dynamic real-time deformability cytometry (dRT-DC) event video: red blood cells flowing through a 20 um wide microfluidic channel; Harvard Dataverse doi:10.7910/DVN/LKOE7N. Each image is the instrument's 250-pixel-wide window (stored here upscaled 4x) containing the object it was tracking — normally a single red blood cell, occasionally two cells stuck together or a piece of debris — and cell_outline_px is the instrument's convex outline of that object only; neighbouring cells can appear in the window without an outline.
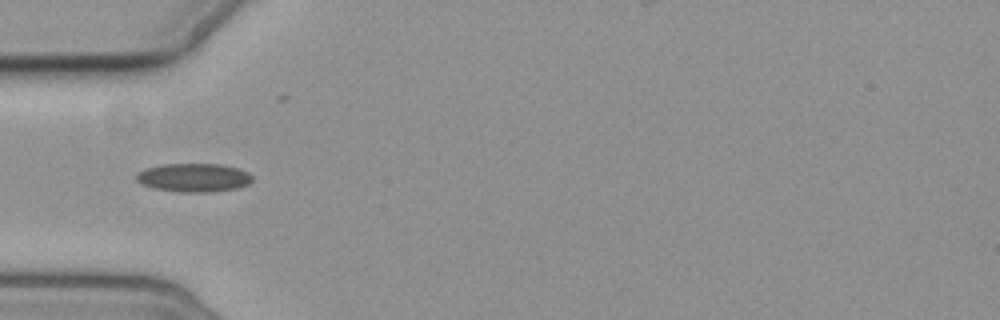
{"species": "common noctule bat (a hibernating species)", "species_latin": "Nyctalus noctula", "temperature_condition": "cold", "stored_images_in_passage": 2, "camera_frame_rate_fps": 3000, "um_per_image_px": 0.085, "animal": {"sex": "female", "body_mass_g": 19.3, "forearm_length_mm": 54.1}, "frame": {"image": 1, "passage_image": 2, "time_ms": 1.333, "image_size_px": [1000, 320], "cell_outline_px": [[252, 180], [248, 184], [236, 188], [208, 192], [180, 192], [152, 188], [140, 184], [136, 180], [136, 176], [144, 168], [164, 164], [220, 164], [236, 168], [248, 172], [252, 176]], "centroid_in_image_um": [16.44, 15.1], "position_along_channel_um": 68.6, "area_um2": 19.25}}